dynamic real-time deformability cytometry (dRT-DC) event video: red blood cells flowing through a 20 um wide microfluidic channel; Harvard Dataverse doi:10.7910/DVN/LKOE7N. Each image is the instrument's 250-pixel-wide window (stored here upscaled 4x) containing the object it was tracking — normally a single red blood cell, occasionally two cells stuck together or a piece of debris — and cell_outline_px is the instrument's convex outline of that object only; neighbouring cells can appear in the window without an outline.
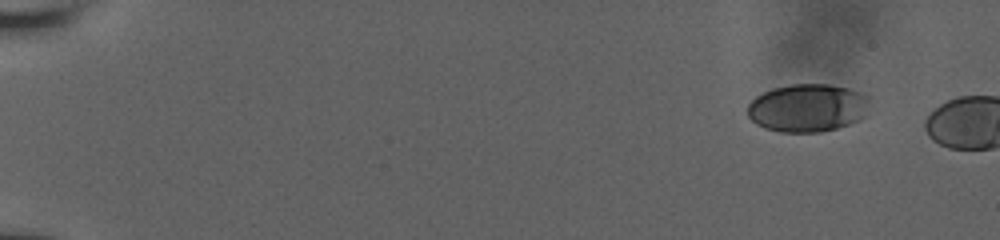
{"species": "human", "species_latin": "Homo sapiens", "temperature_condition": "room temperature", "stored_images_in_passage": 3, "camera_frame_rate_fps": 3000, "um_per_image_px": 0.085, "donor": {"sex": "male"}, "frame": {"image": 1, "passage_image": 1, "time_ms": 0.0, "image_size_px": [1000, 240], "cell_outline_px": [[868, 100], [864, 116], [860, 120], [836, 128], [820, 132], [780, 132], [764, 128], [756, 124], [748, 116], [748, 104], [756, 96], [772, 88], [792, 84], [828, 84], [848, 88], [860, 92], [868, 96]], "centroid_in_image_um": [68.62, 9.17], "position_along_channel_um": 16.4, "area_um2": 34.1}}